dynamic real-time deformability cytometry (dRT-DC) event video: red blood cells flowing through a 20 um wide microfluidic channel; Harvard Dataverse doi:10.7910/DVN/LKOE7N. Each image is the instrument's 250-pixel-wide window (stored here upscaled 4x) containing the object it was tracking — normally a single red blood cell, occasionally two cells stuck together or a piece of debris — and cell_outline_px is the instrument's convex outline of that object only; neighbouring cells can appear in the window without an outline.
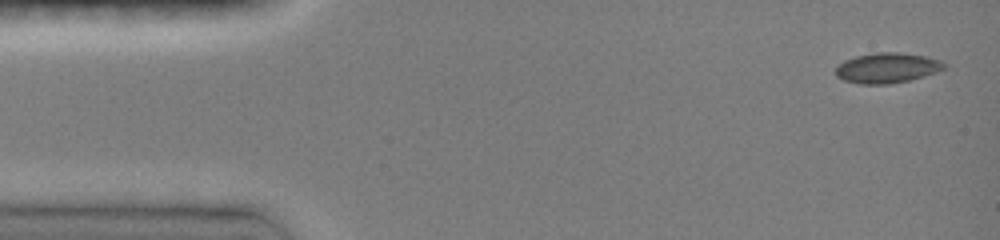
{"species": "common noctule bat (a hibernating species)", "species_latin": "Nyctalus noctula", "temperature_condition": "room temperature", "stored_images_in_passage": 12, "camera_frame_rate_fps": 3000, "um_per_image_px": 0.085, "animal": {"sex": "female", "body_mass_g": 19.0, "forearm_length_mm": 51.5}, "frame": {"image": 1, "passage_image": 1, "time_ms": 0.0, "image_size_px": [1000, 240], "cell_outline_px": [[944, 68], [936, 72], [924, 76], [908, 80], [888, 84], [860, 84], [844, 80], [836, 76], [836, 64], [844, 60], [856, 56], [876, 52], [896, 52], [924, 56], [940, 60], [944, 64]], "centroid_in_image_um": [75.35, 5.77], "position_along_channel_um": 9.7, "area_um2": 18.96}}
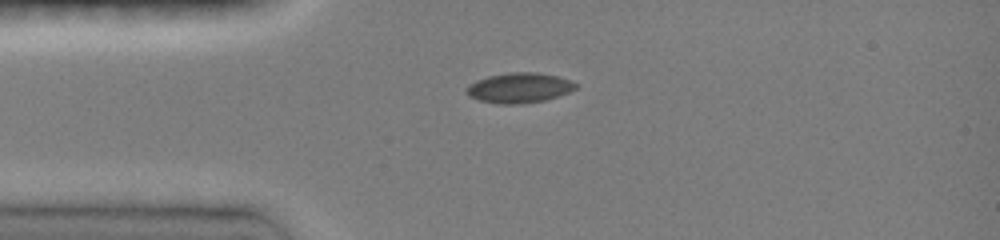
{"frame": {"image": 2, "passage_image": 10, "time_ms": 3.0, "image_size_px": [1000, 240], "cell_outline_px": [[580, 84], [576, 88], [568, 92], [544, 100], [520, 104], [500, 104], [480, 100], [468, 96], [464, 92], [464, 88], [468, 84], [476, 80], [488, 76], [508, 72], [536, 72], [556, 76]], "centroid_in_image_um": [44.08, 7.46], "position_along_channel_um": 40.9, "area_um2": 19.19}}